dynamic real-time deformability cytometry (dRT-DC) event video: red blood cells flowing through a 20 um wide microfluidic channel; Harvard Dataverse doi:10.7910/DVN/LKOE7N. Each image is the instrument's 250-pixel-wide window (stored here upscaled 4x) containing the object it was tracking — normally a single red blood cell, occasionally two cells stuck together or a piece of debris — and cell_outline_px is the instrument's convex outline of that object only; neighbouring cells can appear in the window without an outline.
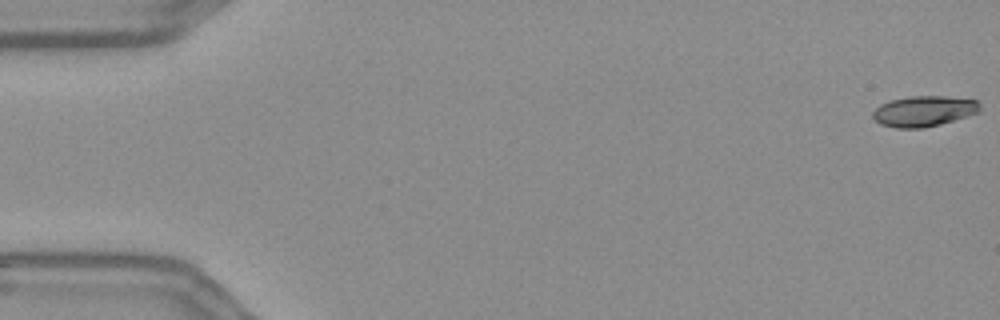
{"species": "Egyptian fruit bat (a non-hibernating species)", "species_latin": "Rousettus aegyptiacus", "temperature_condition": "warm", "stored_images_in_passage": 56, "camera_frame_rate_fps": 3000, "um_per_image_px": 0.085, "frame": {"image": 1, "passage_image": 1, "time_ms": 0.0, "image_size_px": [1000, 320], "cell_outline_px": [[980, 112], [940, 124], [924, 128], [896, 128], [880, 124], [872, 116], [872, 112], [880, 104], [892, 100], [912, 96], [944, 96], [976, 100], [980, 104]], "centroid_in_image_um": [78.52, 9.45], "position_along_channel_um": 6.5, "area_um2": 19.02}}
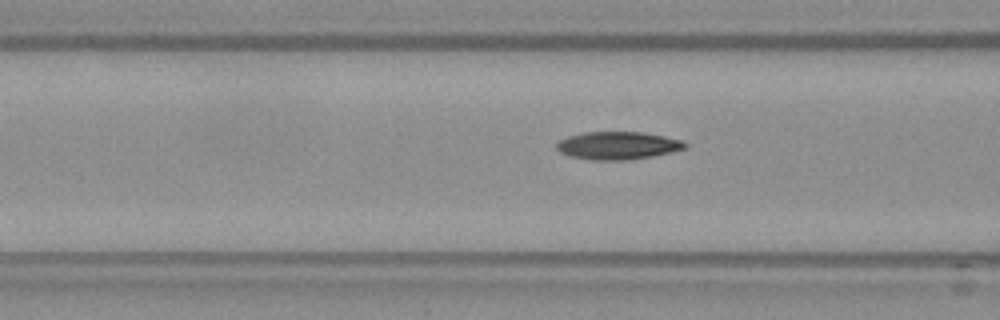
{"frame": {"image": 2, "passage_image": 22, "time_ms": 7.0, "image_size_px": [1000, 320], "cell_outline_px": [[688, 144], [684, 148], [672, 152], [652, 156], [624, 160], [588, 160], [568, 156], [560, 152], [556, 148], [556, 144], [560, 140], [568, 136], [580, 132], [644, 132], [684, 140]], "centroid_in_image_um": [52.49, 12.37], "position_along_channel_um": 114.1, "area_um2": 20.98}}
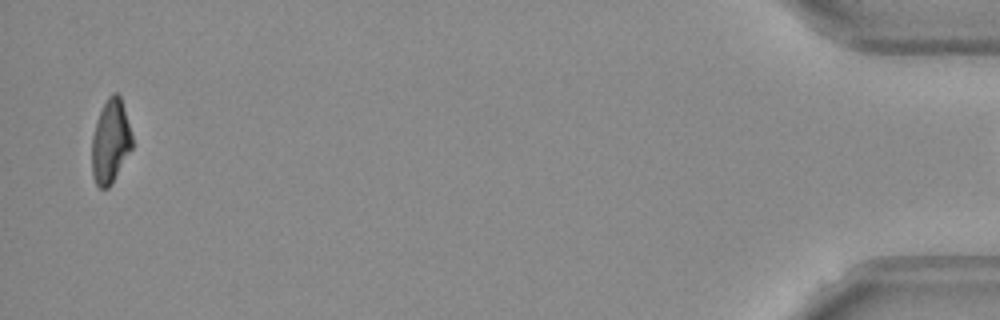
{"frame": {"image": 3, "passage_image": 55, "time_ms": 18.0, "image_size_px": [1000, 320], "cell_outline_px": [[132, 148], [112, 184], [108, 188], [100, 188], [96, 184], [92, 176], [92, 136], [96, 120], [108, 96], [112, 92], [116, 92], [120, 96], [132, 136]], "centroid_in_image_um": [9.38, 12.05], "position_along_channel_um": 425.8, "area_um2": 19.59}}